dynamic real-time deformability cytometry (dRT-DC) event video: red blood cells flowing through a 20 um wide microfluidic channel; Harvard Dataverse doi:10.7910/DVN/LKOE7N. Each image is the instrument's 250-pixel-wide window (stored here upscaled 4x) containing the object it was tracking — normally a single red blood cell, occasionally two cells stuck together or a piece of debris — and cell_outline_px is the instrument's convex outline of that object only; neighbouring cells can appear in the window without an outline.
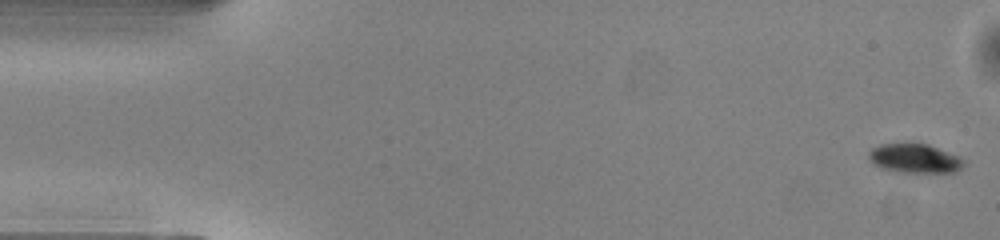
{"species": "common noctule bat (a hibernating species)", "species_latin": "Nyctalus noctula", "temperature_condition": "warm", "stored_images_in_passage": 50, "camera_frame_rate_fps": 3000, "um_per_image_px": 0.085, "animal": {"sex": "male", "body_mass_g": 13.0, "forearm_length_mm": 53.1}, "frame": {"image": 1, "passage_image": 1, "time_ms": 0.0, "image_size_px": [1000, 240], "cell_outline_px": [[968, 164], [956, 172], [896, 172], [880, 168], [872, 164], [868, 156], [868, 152], [872, 148], [880, 144], [928, 144], [960, 156], [968, 160]], "centroid_in_image_um": [77.8, 13.48], "position_along_channel_um": 7.2, "area_um2": 16.47}}
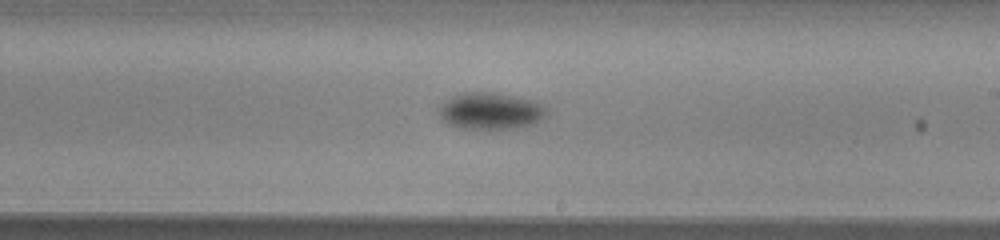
{"frame": {"image": 2, "passage_image": 29, "time_ms": 9.333, "image_size_px": [1000, 240], "cell_outline_px": [[548, 116], [532, 124], [512, 128], [460, 128], [448, 124], [440, 116], [440, 108], [452, 96], [460, 92], [496, 92], [536, 100], [548, 112]], "centroid_in_image_um": [41.74, 9.41], "position_along_channel_um": 247.3, "area_um2": 22.89}}
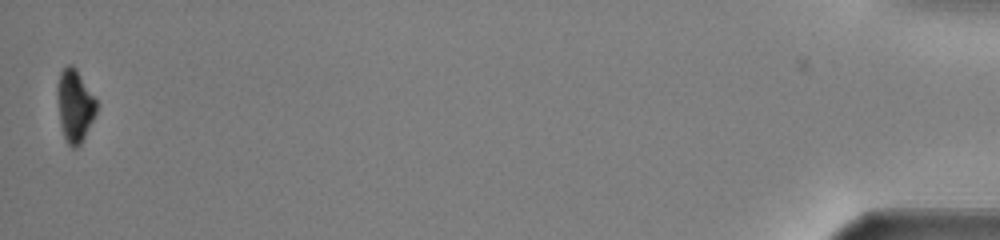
{"frame": {"image": 3, "passage_image": 50, "time_ms": 16.333, "image_size_px": [1000, 240], "cell_outline_px": [[96, 112], [80, 144], [76, 148], [72, 148], [68, 144], [64, 136], [60, 124], [56, 92], [56, 88], [60, 72], [68, 64], [72, 64], [76, 68], [96, 100]], "centroid_in_image_um": [6.32, 8.96], "position_along_channel_um": 428.9, "area_um2": 16.3}, "authors_computed_cell_mechanics": {"area_um2": 19.6809, "velocity_mm_per_s": 4.0643, "shape_relaxation_time_tau1_ms": 1.9904, "shape_relaxation_time_tau2_ms": null, "deformation_change_tau1": 0.0897, "deformation_change_tau2": null}}